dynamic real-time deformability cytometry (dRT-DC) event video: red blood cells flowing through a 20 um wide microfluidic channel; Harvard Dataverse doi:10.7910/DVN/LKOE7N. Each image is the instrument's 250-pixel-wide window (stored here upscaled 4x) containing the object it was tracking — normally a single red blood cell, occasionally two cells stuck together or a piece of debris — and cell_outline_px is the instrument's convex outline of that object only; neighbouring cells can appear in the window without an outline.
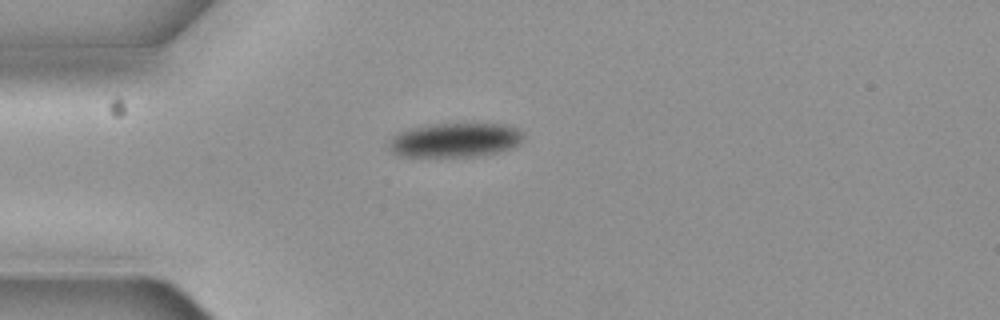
{"species": "common noctule bat (a hibernating species)", "species_latin": "Nyctalus noctula", "temperature_condition": "cold", "stored_images_in_passage": 2, "camera_frame_rate_fps": 3000, "um_per_image_px": 0.085, "animal": {"sex": "female", "body_mass_g": 19.3, "forearm_length_mm": 54.1}, "frame": {"image": 1, "passage_image": 1, "time_ms": 0.0, "image_size_px": [1000, 320], "cell_outline_px": [[524, 136], [516, 144], [508, 148], [496, 152], [476, 156], [400, 156], [392, 152], [388, 148], [388, 144], [392, 136], [396, 132], [408, 128], [428, 124], [472, 120], [504, 124], [516, 128], [524, 132]], "centroid_in_image_um": [38.65, 11.83], "position_along_channel_um": 46.4, "area_um2": 27.86}}